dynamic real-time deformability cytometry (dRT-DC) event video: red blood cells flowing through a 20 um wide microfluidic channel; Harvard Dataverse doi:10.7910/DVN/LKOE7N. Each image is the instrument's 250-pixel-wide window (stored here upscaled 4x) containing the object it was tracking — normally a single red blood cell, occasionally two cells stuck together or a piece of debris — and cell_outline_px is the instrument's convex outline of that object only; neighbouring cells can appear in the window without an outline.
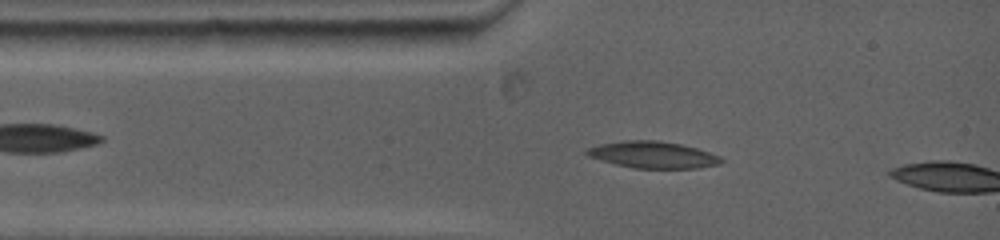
{"species": "common noctule bat (a hibernating species)", "species_latin": "Nyctalus noctula", "temperature_condition": "warm", "stored_images_in_passage": 3, "camera_frame_rate_fps": 5000, "um_per_image_px": 0.085, "animal": {"sex": "female", "body_mass_g": 19.0, "forearm_length_mm": 53.3}, "frame": {"image": 1, "passage_image": 2, "time_ms": 0.6, "image_size_px": [1000, 240], "cell_outline_px": [[720, 160], [712, 164], [692, 168], [636, 168], [604, 160], [592, 156], [588, 152], [592, 148], [604, 144], [628, 140], [656, 140], [680, 144], [696, 148]], "centroid_in_image_um": [55.46, 13.14], "position_along_channel_um": 29.5, "area_um2": 19.25}}